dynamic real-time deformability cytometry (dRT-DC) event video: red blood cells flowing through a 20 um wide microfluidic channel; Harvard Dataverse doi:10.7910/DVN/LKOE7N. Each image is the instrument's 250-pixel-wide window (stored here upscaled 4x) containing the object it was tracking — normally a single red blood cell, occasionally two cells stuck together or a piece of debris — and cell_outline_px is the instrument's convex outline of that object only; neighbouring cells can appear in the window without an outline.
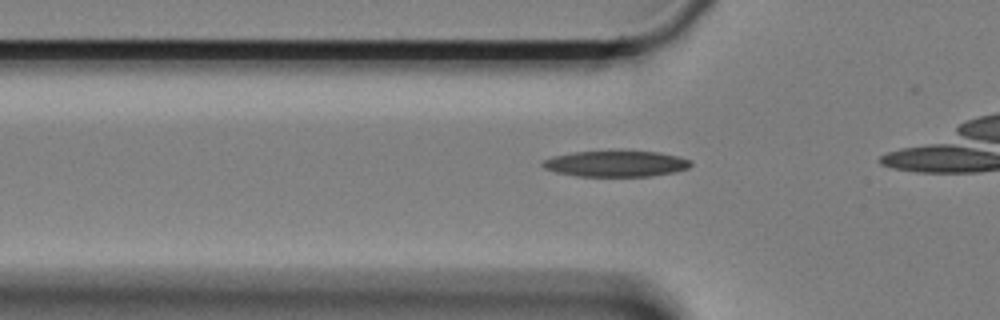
{"species": "Egyptian fruit bat (a non-hibernating species)", "species_latin": "Rousettus aegyptiacus", "temperature_condition": "cold", "stored_images_in_passage": 14, "camera_frame_rate_fps": 3000, "um_per_image_px": 0.085, "animal": {"sex": "female"}, "frame": {"image": 1, "passage_image": 8, "time_ms": 2.333, "image_size_px": [1000, 320], "cell_outline_px": [[692, 164], [688, 168], [676, 172], [652, 176], [580, 176], [556, 172], [544, 168], [540, 164], [544, 160], [552, 156], [572, 152], [620, 148], [660, 152], [692, 160]], "centroid_in_image_um": [52.37, 13.86], "position_along_channel_um": 73.4, "area_um2": 23.47}}
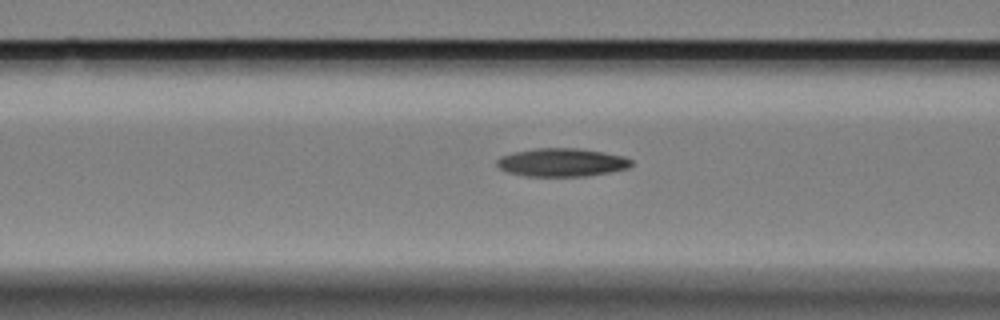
{"frame": {"image": 2, "passage_image": 12, "time_ms": 3.667, "image_size_px": [1000, 320], "cell_outline_px": [[632, 164], [628, 168], [608, 172], [584, 176], [528, 176], [508, 172], [500, 168], [496, 164], [496, 160], [500, 156], [512, 152], [536, 148], [576, 148], [604, 152], [624, 156], [632, 160]], "centroid_in_image_um": [47.73, 13.79], "position_along_channel_um": 118.9, "area_um2": 22.08}}